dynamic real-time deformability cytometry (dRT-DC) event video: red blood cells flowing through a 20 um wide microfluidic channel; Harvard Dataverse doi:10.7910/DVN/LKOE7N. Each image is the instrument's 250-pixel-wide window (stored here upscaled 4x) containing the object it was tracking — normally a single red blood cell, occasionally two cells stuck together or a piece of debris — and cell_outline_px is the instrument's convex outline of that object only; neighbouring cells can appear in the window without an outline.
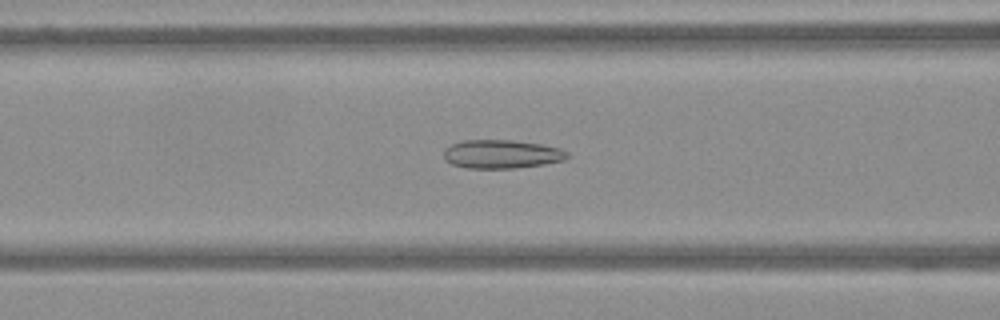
{"species": "Egyptian fruit bat (a non-hibernating species)", "species_latin": "Rousettus aegyptiacus", "temperature_condition": "warm", "stored_images_in_passage": 51, "camera_frame_rate_fps": 3000, "um_per_image_px": 0.085, "frame": {"image": 1, "passage_image": 14, "time_ms": 4.333, "image_size_px": [1000, 320], "cell_outline_px": [[568, 156], [564, 160], [544, 164], [516, 168], [468, 168], [452, 164], [444, 160], [444, 148], [452, 144], [464, 140], [512, 140], [540, 144], [560, 148], [568, 152]], "centroid_in_image_um": [42.62, 13.1], "position_along_channel_um": 124.0, "area_um2": 20.58}}
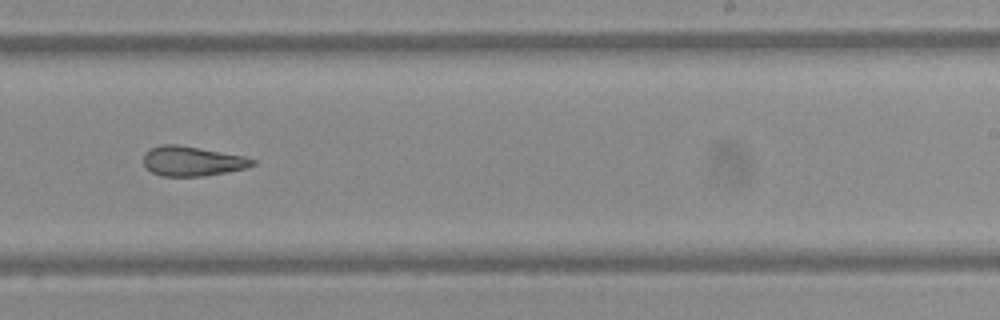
{"frame": {"image": 2, "passage_image": 28, "time_ms": 9.0, "image_size_px": [1000, 320], "cell_outline_px": [[256, 164], [244, 168], [204, 176], [160, 176], [152, 172], [144, 164], [144, 156], [152, 148], [160, 144], [176, 144], [200, 148], [244, 156], [256, 160]], "centroid_in_image_um": [16.34, 13.69], "position_along_channel_um": 272.7, "area_um2": 18.61}}
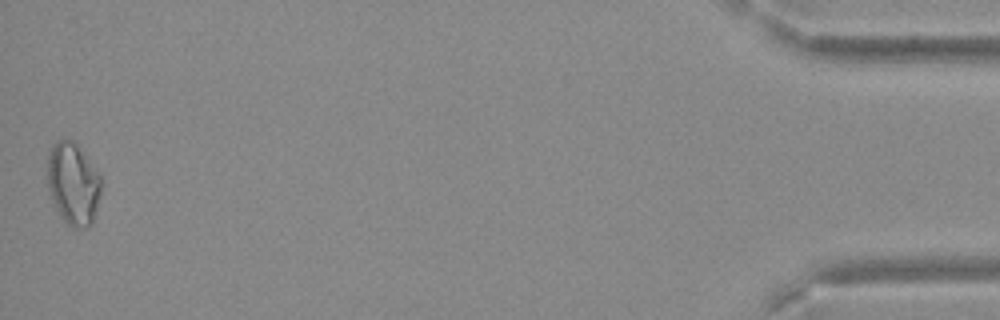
{"frame": {"image": 3, "passage_image": 51, "time_ms": 16.667, "image_size_px": [1000, 320], "cell_outline_px": [[100, 192], [92, 224], [88, 228], [72, 228], [60, 216], [52, 200], [48, 188], [48, 156], [52, 144], [56, 140], [72, 140], [76, 144], [100, 176]], "centroid_in_image_um": [6.19, 15.64], "position_along_channel_um": 429.0, "area_um2": 25.32}}